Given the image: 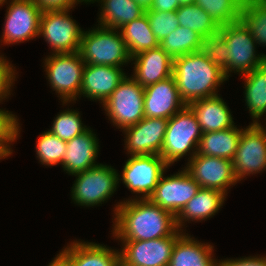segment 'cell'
I'll use <instances>...</instances> for the list:
<instances>
[{
	"label": "cell",
	"instance_id": "1",
	"mask_svg": "<svg viewBox=\"0 0 266 266\" xmlns=\"http://www.w3.org/2000/svg\"><path fill=\"white\" fill-rule=\"evenodd\" d=\"M113 218L112 235L119 241L168 237L178 229L176 217L149 199L129 198L118 202Z\"/></svg>",
	"mask_w": 266,
	"mask_h": 266
},
{
	"label": "cell",
	"instance_id": "2",
	"mask_svg": "<svg viewBox=\"0 0 266 266\" xmlns=\"http://www.w3.org/2000/svg\"><path fill=\"white\" fill-rule=\"evenodd\" d=\"M181 100L192 101L214 97L218 87L227 81L223 71L202 50L173 59V75Z\"/></svg>",
	"mask_w": 266,
	"mask_h": 266
},
{
	"label": "cell",
	"instance_id": "3",
	"mask_svg": "<svg viewBox=\"0 0 266 266\" xmlns=\"http://www.w3.org/2000/svg\"><path fill=\"white\" fill-rule=\"evenodd\" d=\"M78 52L85 64L90 65L123 67L131 62L120 30L99 25L83 30Z\"/></svg>",
	"mask_w": 266,
	"mask_h": 266
},
{
	"label": "cell",
	"instance_id": "4",
	"mask_svg": "<svg viewBox=\"0 0 266 266\" xmlns=\"http://www.w3.org/2000/svg\"><path fill=\"white\" fill-rule=\"evenodd\" d=\"M201 136L202 130L196 116L186 105L168 120L160 156L169 166L187 156L188 152L190 160L197 154Z\"/></svg>",
	"mask_w": 266,
	"mask_h": 266
},
{
	"label": "cell",
	"instance_id": "5",
	"mask_svg": "<svg viewBox=\"0 0 266 266\" xmlns=\"http://www.w3.org/2000/svg\"><path fill=\"white\" fill-rule=\"evenodd\" d=\"M219 34L229 48L228 65L223 70L227 79L231 72L245 75L266 62V54H257V43L240 20L220 26Z\"/></svg>",
	"mask_w": 266,
	"mask_h": 266
},
{
	"label": "cell",
	"instance_id": "6",
	"mask_svg": "<svg viewBox=\"0 0 266 266\" xmlns=\"http://www.w3.org/2000/svg\"><path fill=\"white\" fill-rule=\"evenodd\" d=\"M43 62L48 82L55 93H58L63 105L72 101L75 103L80 98L85 67L79 52L51 54Z\"/></svg>",
	"mask_w": 266,
	"mask_h": 266
},
{
	"label": "cell",
	"instance_id": "7",
	"mask_svg": "<svg viewBox=\"0 0 266 266\" xmlns=\"http://www.w3.org/2000/svg\"><path fill=\"white\" fill-rule=\"evenodd\" d=\"M71 189L72 201L79 206H98L117 191L119 173L109 165L99 164L74 175Z\"/></svg>",
	"mask_w": 266,
	"mask_h": 266
},
{
	"label": "cell",
	"instance_id": "8",
	"mask_svg": "<svg viewBox=\"0 0 266 266\" xmlns=\"http://www.w3.org/2000/svg\"><path fill=\"white\" fill-rule=\"evenodd\" d=\"M101 105L113 126L123 130L145 117L144 88L127 75Z\"/></svg>",
	"mask_w": 266,
	"mask_h": 266
},
{
	"label": "cell",
	"instance_id": "9",
	"mask_svg": "<svg viewBox=\"0 0 266 266\" xmlns=\"http://www.w3.org/2000/svg\"><path fill=\"white\" fill-rule=\"evenodd\" d=\"M71 9L45 10L40 20L39 36L49 44L52 54L79 51L82 28L70 17Z\"/></svg>",
	"mask_w": 266,
	"mask_h": 266
},
{
	"label": "cell",
	"instance_id": "10",
	"mask_svg": "<svg viewBox=\"0 0 266 266\" xmlns=\"http://www.w3.org/2000/svg\"><path fill=\"white\" fill-rule=\"evenodd\" d=\"M169 167L160 155L130 156L123 166L122 176L119 175V181H122L132 194H142L136 195L134 199H148Z\"/></svg>",
	"mask_w": 266,
	"mask_h": 266
},
{
	"label": "cell",
	"instance_id": "11",
	"mask_svg": "<svg viewBox=\"0 0 266 266\" xmlns=\"http://www.w3.org/2000/svg\"><path fill=\"white\" fill-rule=\"evenodd\" d=\"M3 28L5 45L19 44L39 36L42 10L34 0H9Z\"/></svg>",
	"mask_w": 266,
	"mask_h": 266
},
{
	"label": "cell",
	"instance_id": "12",
	"mask_svg": "<svg viewBox=\"0 0 266 266\" xmlns=\"http://www.w3.org/2000/svg\"><path fill=\"white\" fill-rule=\"evenodd\" d=\"M232 164L238 181L266 170V132L259 124L251 123L242 130Z\"/></svg>",
	"mask_w": 266,
	"mask_h": 266
},
{
	"label": "cell",
	"instance_id": "13",
	"mask_svg": "<svg viewBox=\"0 0 266 266\" xmlns=\"http://www.w3.org/2000/svg\"><path fill=\"white\" fill-rule=\"evenodd\" d=\"M183 233L177 229L168 237L121 241L120 261L125 266H168L173 247Z\"/></svg>",
	"mask_w": 266,
	"mask_h": 266
},
{
	"label": "cell",
	"instance_id": "14",
	"mask_svg": "<svg viewBox=\"0 0 266 266\" xmlns=\"http://www.w3.org/2000/svg\"><path fill=\"white\" fill-rule=\"evenodd\" d=\"M199 189V184L182 168L170 176L163 173L148 199L176 217Z\"/></svg>",
	"mask_w": 266,
	"mask_h": 266
},
{
	"label": "cell",
	"instance_id": "15",
	"mask_svg": "<svg viewBox=\"0 0 266 266\" xmlns=\"http://www.w3.org/2000/svg\"><path fill=\"white\" fill-rule=\"evenodd\" d=\"M184 169L200 188L216 189L226 195L228 189L239 182L234 175L232 161L225 158L195 154Z\"/></svg>",
	"mask_w": 266,
	"mask_h": 266
},
{
	"label": "cell",
	"instance_id": "16",
	"mask_svg": "<svg viewBox=\"0 0 266 266\" xmlns=\"http://www.w3.org/2000/svg\"><path fill=\"white\" fill-rule=\"evenodd\" d=\"M169 119L144 117L137 124L123 129L129 156L160 155Z\"/></svg>",
	"mask_w": 266,
	"mask_h": 266
},
{
	"label": "cell",
	"instance_id": "17",
	"mask_svg": "<svg viewBox=\"0 0 266 266\" xmlns=\"http://www.w3.org/2000/svg\"><path fill=\"white\" fill-rule=\"evenodd\" d=\"M185 106L173 76L144 88L145 117L170 119Z\"/></svg>",
	"mask_w": 266,
	"mask_h": 266
},
{
	"label": "cell",
	"instance_id": "18",
	"mask_svg": "<svg viewBox=\"0 0 266 266\" xmlns=\"http://www.w3.org/2000/svg\"><path fill=\"white\" fill-rule=\"evenodd\" d=\"M126 76L122 67L85 64L80 97L103 104Z\"/></svg>",
	"mask_w": 266,
	"mask_h": 266
},
{
	"label": "cell",
	"instance_id": "19",
	"mask_svg": "<svg viewBox=\"0 0 266 266\" xmlns=\"http://www.w3.org/2000/svg\"><path fill=\"white\" fill-rule=\"evenodd\" d=\"M131 61L134 64L132 77L143 88L173 75V58L160 46L136 54Z\"/></svg>",
	"mask_w": 266,
	"mask_h": 266
},
{
	"label": "cell",
	"instance_id": "20",
	"mask_svg": "<svg viewBox=\"0 0 266 266\" xmlns=\"http://www.w3.org/2000/svg\"><path fill=\"white\" fill-rule=\"evenodd\" d=\"M98 140L93 130L88 128L66 142L67 150L62 160L63 170L72 176L99 165L100 163L96 162L100 151Z\"/></svg>",
	"mask_w": 266,
	"mask_h": 266
},
{
	"label": "cell",
	"instance_id": "21",
	"mask_svg": "<svg viewBox=\"0 0 266 266\" xmlns=\"http://www.w3.org/2000/svg\"><path fill=\"white\" fill-rule=\"evenodd\" d=\"M61 252L69 266H116L120 262V251L94 242L75 240Z\"/></svg>",
	"mask_w": 266,
	"mask_h": 266
},
{
	"label": "cell",
	"instance_id": "22",
	"mask_svg": "<svg viewBox=\"0 0 266 266\" xmlns=\"http://www.w3.org/2000/svg\"><path fill=\"white\" fill-rule=\"evenodd\" d=\"M187 106L195 114L202 133L215 132L235 126L227 103L219 95L192 101Z\"/></svg>",
	"mask_w": 266,
	"mask_h": 266
},
{
	"label": "cell",
	"instance_id": "23",
	"mask_svg": "<svg viewBox=\"0 0 266 266\" xmlns=\"http://www.w3.org/2000/svg\"><path fill=\"white\" fill-rule=\"evenodd\" d=\"M226 196L216 189L200 188L176 216L177 228L183 231L186 221L201 222L213 217L223 206Z\"/></svg>",
	"mask_w": 266,
	"mask_h": 266
},
{
	"label": "cell",
	"instance_id": "24",
	"mask_svg": "<svg viewBox=\"0 0 266 266\" xmlns=\"http://www.w3.org/2000/svg\"><path fill=\"white\" fill-rule=\"evenodd\" d=\"M183 233L176 241L168 266H217L214 246Z\"/></svg>",
	"mask_w": 266,
	"mask_h": 266
},
{
	"label": "cell",
	"instance_id": "25",
	"mask_svg": "<svg viewBox=\"0 0 266 266\" xmlns=\"http://www.w3.org/2000/svg\"><path fill=\"white\" fill-rule=\"evenodd\" d=\"M243 128L233 126L229 129L202 133L197 154L233 160Z\"/></svg>",
	"mask_w": 266,
	"mask_h": 266
},
{
	"label": "cell",
	"instance_id": "26",
	"mask_svg": "<svg viewBox=\"0 0 266 266\" xmlns=\"http://www.w3.org/2000/svg\"><path fill=\"white\" fill-rule=\"evenodd\" d=\"M101 4L98 25L104 28L120 29L127 23L141 17L145 11L134 0H89Z\"/></svg>",
	"mask_w": 266,
	"mask_h": 266
},
{
	"label": "cell",
	"instance_id": "27",
	"mask_svg": "<svg viewBox=\"0 0 266 266\" xmlns=\"http://www.w3.org/2000/svg\"><path fill=\"white\" fill-rule=\"evenodd\" d=\"M243 77L245 104L253 124H259V119L266 114V62Z\"/></svg>",
	"mask_w": 266,
	"mask_h": 266
},
{
	"label": "cell",
	"instance_id": "28",
	"mask_svg": "<svg viewBox=\"0 0 266 266\" xmlns=\"http://www.w3.org/2000/svg\"><path fill=\"white\" fill-rule=\"evenodd\" d=\"M119 30L131 58L142 51L159 47V41L151 30L146 13Z\"/></svg>",
	"mask_w": 266,
	"mask_h": 266
},
{
	"label": "cell",
	"instance_id": "29",
	"mask_svg": "<svg viewBox=\"0 0 266 266\" xmlns=\"http://www.w3.org/2000/svg\"><path fill=\"white\" fill-rule=\"evenodd\" d=\"M204 38L194 30L178 26L159 42V46L173 59L202 50Z\"/></svg>",
	"mask_w": 266,
	"mask_h": 266
},
{
	"label": "cell",
	"instance_id": "30",
	"mask_svg": "<svg viewBox=\"0 0 266 266\" xmlns=\"http://www.w3.org/2000/svg\"><path fill=\"white\" fill-rule=\"evenodd\" d=\"M179 26L187 27L199 33L204 39L219 33L220 26L200 6L181 5L176 11Z\"/></svg>",
	"mask_w": 266,
	"mask_h": 266
},
{
	"label": "cell",
	"instance_id": "31",
	"mask_svg": "<svg viewBox=\"0 0 266 266\" xmlns=\"http://www.w3.org/2000/svg\"><path fill=\"white\" fill-rule=\"evenodd\" d=\"M239 20L244 24L260 46H266V1L244 3Z\"/></svg>",
	"mask_w": 266,
	"mask_h": 266
},
{
	"label": "cell",
	"instance_id": "32",
	"mask_svg": "<svg viewBox=\"0 0 266 266\" xmlns=\"http://www.w3.org/2000/svg\"><path fill=\"white\" fill-rule=\"evenodd\" d=\"M66 150L67 143L48 130L40 134L36 141V157L44 166L62 165Z\"/></svg>",
	"mask_w": 266,
	"mask_h": 266
},
{
	"label": "cell",
	"instance_id": "33",
	"mask_svg": "<svg viewBox=\"0 0 266 266\" xmlns=\"http://www.w3.org/2000/svg\"><path fill=\"white\" fill-rule=\"evenodd\" d=\"M195 4L207 12L219 26L239 20L241 0H196Z\"/></svg>",
	"mask_w": 266,
	"mask_h": 266
},
{
	"label": "cell",
	"instance_id": "34",
	"mask_svg": "<svg viewBox=\"0 0 266 266\" xmlns=\"http://www.w3.org/2000/svg\"><path fill=\"white\" fill-rule=\"evenodd\" d=\"M88 128L89 127L82 123L79 111L68 108L57 114L48 131L61 140L68 142L75 136L85 132Z\"/></svg>",
	"mask_w": 266,
	"mask_h": 266
},
{
	"label": "cell",
	"instance_id": "35",
	"mask_svg": "<svg viewBox=\"0 0 266 266\" xmlns=\"http://www.w3.org/2000/svg\"><path fill=\"white\" fill-rule=\"evenodd\" d=\"M19 119L11 111L0 109V153L7 158L13 152L10 145L20 136Z\"/></svg>",
	"mask_w": 266,
	"mask_h": 266
},
{
	"label": "cell",
	"instance_id": "36",
	"mask_svg": "<svg viewBox=\"0 0 266 266\" xmlns=\"http://www.w3.org/2000/svg\"><path fill=\"white\" fill-rule=\"evenodd\" d=\"M153 34L160 42L179 26L176 11L161 12L148 9L145 11Z\"/></svg>",
	"mask_w": 266,
	"mask_h": 266
},
{
	"label": "cell",
	"instance_id": "37",
	"mask_svg": "<svg viewBox=\"0 0 266 266\" xmlns=\"http://www.w3.org/2000/svg\"><path fill=\"white\" fill-rule=\"evenodd\" d=\"M202 51L208 59L222 71L227 67L229 60V48L224 38L219 33L204 39Z\"/></svg>",
	"mask_w": 266,
	"mask_h": 266
},
{
	"label": "cell",
	"instance_id": "38",
	"mask_svg": "<svg viewBox=\"0 0 266 266\" xmlns=\"http://www.w3.org/2000/svg\"><path fill=\"white\" fill-rule=\"evenodd\" d=\"M16 68L6 60L5 56L0 55V103L11 96V88L16 79Z\"/></svg>",
	"mask_w": 266,
	"mask_h": 266
},
{
	"label": "cell",
	"instance_id": "39",
	"mask_svg": "<svg viewBox=\"0 0 266 266\" xmlns=\"http://www.w3.org/2000/svg\"><path fill=\"white\" fill-rule=\"evenodd\" d=\"M37 6L42 10H62L73 9L75 4L84 2L89 3V0H34Z\"/></svg>",
	"mask_w": 266,
	"mask_h": 266
},
{
	"label": "cell",
	"instance_id": "40",
	"mask_svg": "<svg viewBox=\"0 0 266 266\" xmlns=\"http://www.w3.org/2000/svg\"><path fill=\"white\" fill-rule=\"evenodd\" d=\"M217 266H266V256H249L236 259H224Z\"/></svg>",
	"mask_w": 266,
	"mask_h": 266
},
{
	"label": "cell",
	"instance_id": "41",
	"mask_svg": "<svg viewBox=\"0 0 266 266\" xmlns=\"http://www.w3.org/2000/svg\"><path fill=\"white\" fill-rule=\"evenodd\" d=\"M180 6L178 0H153L150 9L161 12H172L177 11Z\"/></svg>",
	"mask_w": 266,
	"mask_h": 266
},
{
	"label": "cell",
	"instance_id": "42",
	"mask_svg": "<svg viewBox=\"0 0 266 266\" xmlns=\"http://www.w3.org/2000/svg\"><path fill=\"white\" fill-rule=\"evenodd\" d=\"M47 266H69V263L67 257L62 252H59Z\"/></svg>",
	"mask_w": 266,
	"mask_h": 266
},
{
	"label": "cell",
	"instance_id": "43",
	"mask_svg": "<svg viewBox=\"0 0 266 266\" xmlns=\"http://www.w3.org/2000/svg\"><path fill=\"white\" fill-rule=\"evenodd\" d=\"M138 5H140L144 10L150 9L153 0H134Z\"/></svg>",
	"mask_w": 266,
	"mask_h": 266
},
{
	"label": "cell",
	"instance_id": "44",
	"mask_svg": "<svg viewBox=\"0 0 266 266\" xmlns=\"http://www.w3.org/2000/svg\"><path fill=\"white\" fill-rule=\"evenodd\" d=\"M196 0H178L180 5H191L195 4Z\"/></svg>",
	"mask_w": 266,
	"mask_h": 266
},
{
	"label": "cell",
	"instance_id": "45",
	"mask_svg": "<svg viewBox=\"0 0 266 266\" xmlns=\"http://www.w3.org/2000/svg\"><path fill=\"white\" fill-rule=\"evenodd\" d=\"M242 3H247V2H251V1H265V0H241Z\"/></svg>",
	"mask_w": 266,
	"mask_h": 266
},
{
	"label": "cell",
	"instance_id": "46",
	"mask_svg": "<svg viewBox=\"0 0 266 266\" xmlns=\"http://www.w3.org/2000/svg\"><path fill=\"white\" fill-rule=\"evenodd\" d=\"M6 2H9L7 0H0V6H3Z\"/></svg>",
	"mask_w": 266,
	"mask_h": 266
},
{
	"label": "cell",
	"instance_id": "47",
	"mask_svg": "<svg viewBox=\"0 0 266 266\" xmlns=\"http://www.w3.org/2000/svg\"><path fill=\"white\" fill-rule=\"evenodd\" d=\"M116 266H125L121 261Z\"/></svg>",
	"mask_w": 266,
	"mask_h": 266
},
{
	"label": "cell",
	"instance_id": "48",
	"mask_svg": "<svg viewBox=\"0 0 266 266\" xmlns=\"http://www.w3.org/2000/svg\"><path fill=\"white\" fill-rule=\"evenodd\" d=\"M259 125L262 127V129L266 132V127H263L262 125H261V123H259Z\"/></svg>",
	"mask_w": 266,
	"mask_h": 266
},
{
	"label": "cell",
	"instance_id": "49",
	"mask_svg": "<svg viewBox=\"0 0 266 266\" xmlns=\"http://www.w3.org/2000/svg\"><path fill=\"white\" fill-rule=\"evenodd\" d=\"M0 159H5V157L0 153Z\"/></svg>",
	"mask_w": 266,
	"mask_h": 266
}]
</instances>
